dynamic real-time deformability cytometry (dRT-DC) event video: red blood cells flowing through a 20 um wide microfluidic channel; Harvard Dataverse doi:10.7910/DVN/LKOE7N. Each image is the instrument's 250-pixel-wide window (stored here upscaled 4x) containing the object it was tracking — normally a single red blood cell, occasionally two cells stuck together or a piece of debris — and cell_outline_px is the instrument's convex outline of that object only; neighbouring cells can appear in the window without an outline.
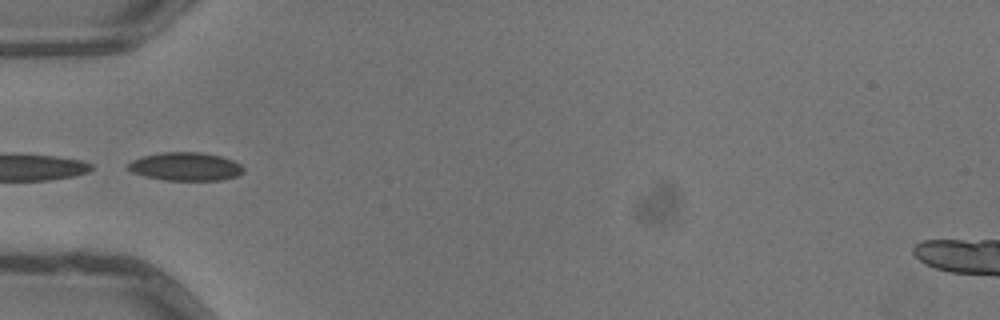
{"species": "common noctule bat (a hibernating species)", "species_latin": "Nyctalus noctula", "temperature_condition": "warm", "stored_images_in_passage": 6, "segment_of_instrument_passage": [2, 2], "camera_frame_rate_fps": 3000, "um_per_image_px": 0.085, "animal": {"sex": "male", "body_mass_g": 13.3}, "frame": {"image": 1, "passage_image": 5, "time_ms": 1.333, "image_size_px": [1000, 320], "cell_outline_px": [[244, 172], [236, 176], [224, 180], [164, 180], [144, 176], [132, 172], [128, 168], [128, 164], [132, 160], [144, 156], [160, 152], [200, 152], [220, 156], [232, 160], [240, 164], [244, 168]], "centroid_in_image_um": [15.78, 14.16], "position_along_channel_um": 69.2, "area_um2": 19.02}}
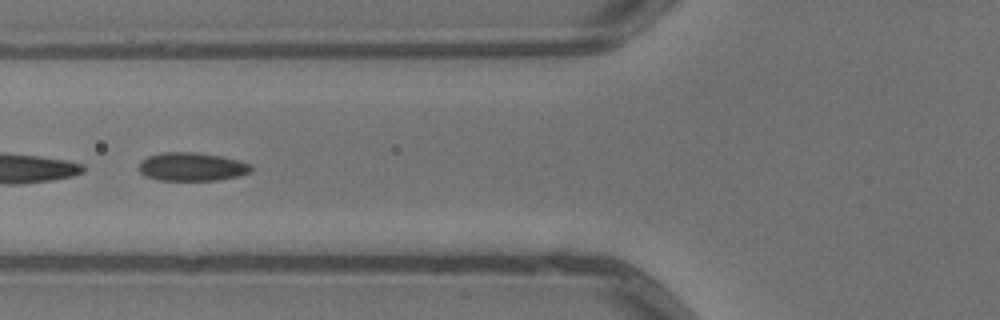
{"frame": {"image": 2, "passage_image": 6, "time_ms": 1.667, "image_size_px": [1000, 320], "cell_outline_px": [[252, 172], [240, 176], [216, 180], [156, 180], [144, 176], [140, 172], [140, 160], [148, 156], [164, 152], [196, 152], [220, 156], [236, 160], [248, 164], [252, 168]], "centroid_in_image_um": [16.28, 14.18], "position_along_channel_um": 109.5, "area_um2": 18.55}}